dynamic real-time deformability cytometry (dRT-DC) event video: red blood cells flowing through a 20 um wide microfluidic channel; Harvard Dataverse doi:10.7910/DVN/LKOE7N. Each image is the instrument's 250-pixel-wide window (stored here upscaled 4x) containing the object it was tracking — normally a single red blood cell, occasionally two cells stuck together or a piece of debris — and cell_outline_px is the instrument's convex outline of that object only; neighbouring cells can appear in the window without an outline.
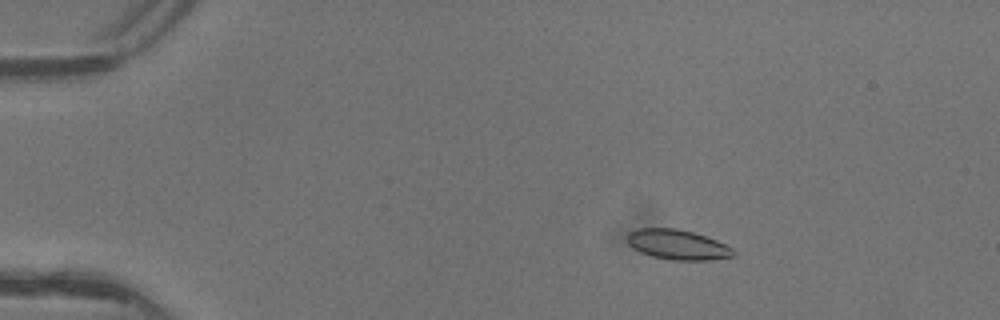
{"species": "common noctule bat (a hibernating species)", "species_latin": "Nyctalus noctula", "temperature_condition": "warm", "stored_images_in_passage": 5, "camera_frame_rate_fps": 3000, "um_per_image_px": 0.085, "animal": {"sex": "female"}, "frame": {"image": 1, "passage_image": 3, "time_ms": 0.667, "image_size_px": [1000, 320], "cell_outline_px": [[736, 252], [732, 256], [708, 260], [672, 260], [652, 256], [640, 252], [632, 248], [628, 244], [628, 232], [636, 228], [676, 228], [692, 232], [716, 240], [732, 248]], "centroid_in_image_um": [57.55, 20.79], "position_along_channel_um": 27.4, "area_um2": 18.44}}
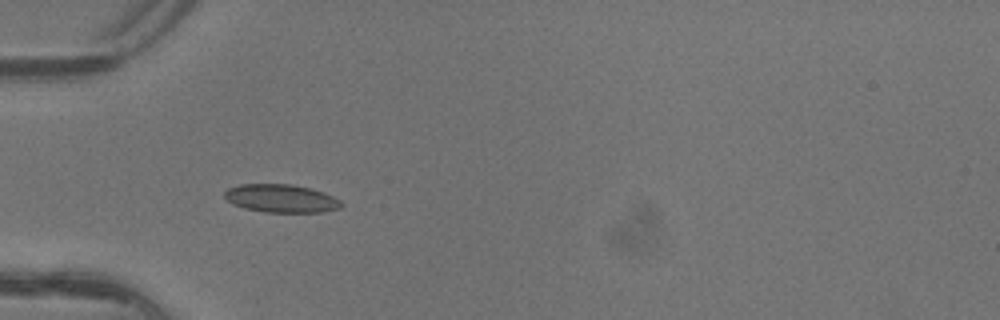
{"frame": {"image": 2, "passage_image": 5, "time_ms": 1.333, "image_size_px": [1000, 320], "cell_outline_px": [[344, 204], [340, 208], [324, 212], [264, 212], [244, 208], [232, 204], [224, 196], [224, 192], [228, 188], [240, 184], [292, 184], [312, 188], [324, 192], [340, 200]], "centroid_in_image_um": [23.91, 16.86], "position_along_channel_um": 61.1, "area_um2": 19.31}}